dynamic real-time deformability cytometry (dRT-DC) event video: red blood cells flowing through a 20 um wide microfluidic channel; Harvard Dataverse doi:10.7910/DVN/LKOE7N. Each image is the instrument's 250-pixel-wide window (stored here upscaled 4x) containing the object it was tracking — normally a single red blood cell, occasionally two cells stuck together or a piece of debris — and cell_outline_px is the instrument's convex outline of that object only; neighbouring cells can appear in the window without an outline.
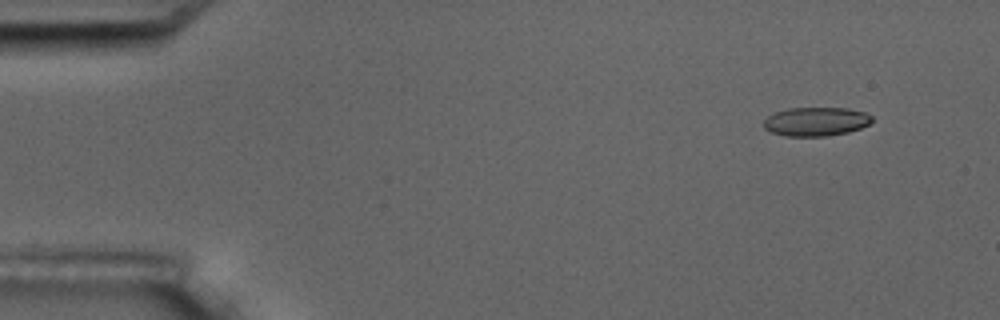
{"species": "common noctule bat (a hibernating species)", "species_latin": "Nyctalus noctula", "temperature_condition": "room temperature", "stored_images_in_passage": 8, "camera_frame_rate_fps": 3000, "um_per_image_px": 0.085, "animal": {"sex": "male", "body_mass_g": 17.5, "forearm_length_mm": 52.3}, "frame": {"image": 1, "passage_image": 2, "time_ms": 1.333, "image_size_px": [1000, 320], "cell_outline_px": [[872, 120], [868, 124], [860, 128], [848, 132], [824, 136], [784, 136], [772, 132], [764, 128], [764, 120], [768, 116], [776, 112], [788, 108], [848, 108], [864, 112], [872, 116]], "centroid_in_image_um": [69.35, 10.33], "position_along_channel_um": 15.7, "area_um2": 18.09}}
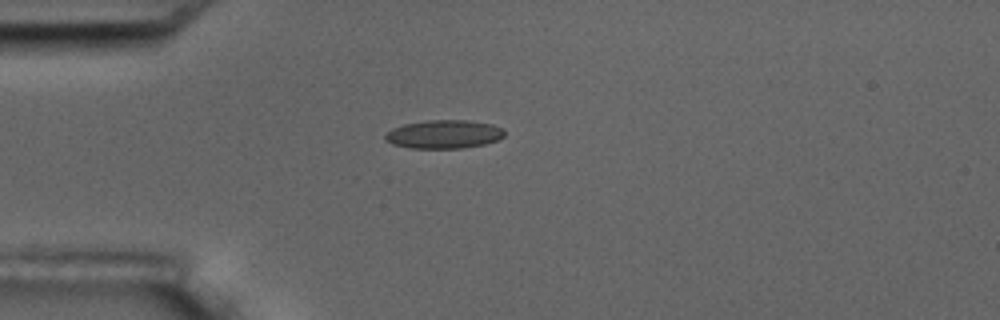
{"frame": {"image": 2, "passage_image": 5, "time_ms": 4.667, "image_size_px": [1000, 320], "cell_outline_px": [[504, 136], [496, 140], [484, 144], [460, 148], [408, 148], [392, 144], [384, 140], [384, 136], [392, 128], [404, 124], [428, 120], [468, 120], [492, 124], [504, 128]], "centroid_in_image_um": [37.72, 11.41], "position_along_channel_um": 47.3, "area_um2": 19.83}}